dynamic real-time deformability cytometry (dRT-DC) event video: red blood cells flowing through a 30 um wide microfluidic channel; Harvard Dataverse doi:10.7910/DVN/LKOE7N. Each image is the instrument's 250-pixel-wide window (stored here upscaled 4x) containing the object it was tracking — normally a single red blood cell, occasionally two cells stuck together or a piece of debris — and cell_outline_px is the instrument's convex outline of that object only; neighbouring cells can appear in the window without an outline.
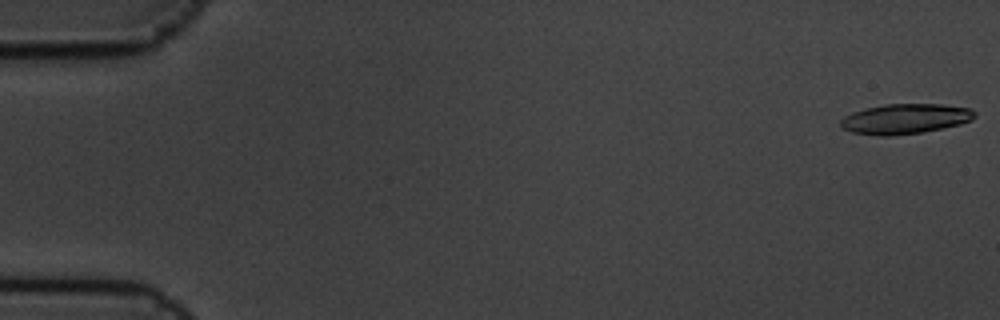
{"species": "common noctule bat (a hibernating species)", "species_latin": "Nyctalus noctula", "temperature_condition": "cold", "stored_images_in_passage": 6, "camera_frame_rate_fps": 3000, "um_per_image_px": 0.085, "animal": {"sex": "male", "body_mass_g": 19.5, "forearm_length_mm": 54.6}, "frame": {"image": 1, "passage_image": 1, "time_ms": 0.0, "image_size_px": [1000, 320], "cell_outline_px": [[976, 116], [972, 120], [960, 124], [924, 132], [888, 136], [880, 136], [852, 132], [844, 128], [840, 124], [840, 120], [844, 116], [864, 108], [888, 104], [944, 104], [972, 108], [976, 112]], "centroid_in_image_um": [76.98, 10.09], "position_along_channel_um": 8.0, "area_um2": 23.58}}
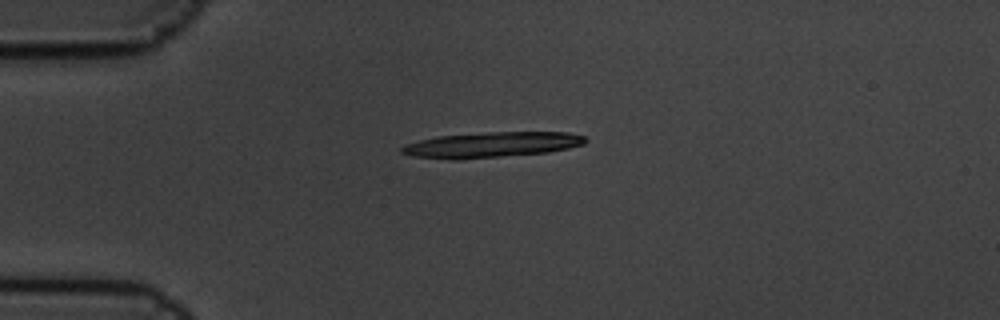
{"frame": {"image": 2, "passage_image": 5, "time_ms": 1.333, "image_size_px": [1000, 320], "cell_outline_px": [[588, 140], [584, 144], [568, 148], [548, 152], [460, 160], [452, 160], [412, 156], [400, 152], [400, 148], [404, 144], [436, 136], [488, 132], [568, 132], [584, 136]], "centroid_in_image_um": [41.75, 12.31], "position_along_channel_um": 43.3, "area_um2": 27.4}}